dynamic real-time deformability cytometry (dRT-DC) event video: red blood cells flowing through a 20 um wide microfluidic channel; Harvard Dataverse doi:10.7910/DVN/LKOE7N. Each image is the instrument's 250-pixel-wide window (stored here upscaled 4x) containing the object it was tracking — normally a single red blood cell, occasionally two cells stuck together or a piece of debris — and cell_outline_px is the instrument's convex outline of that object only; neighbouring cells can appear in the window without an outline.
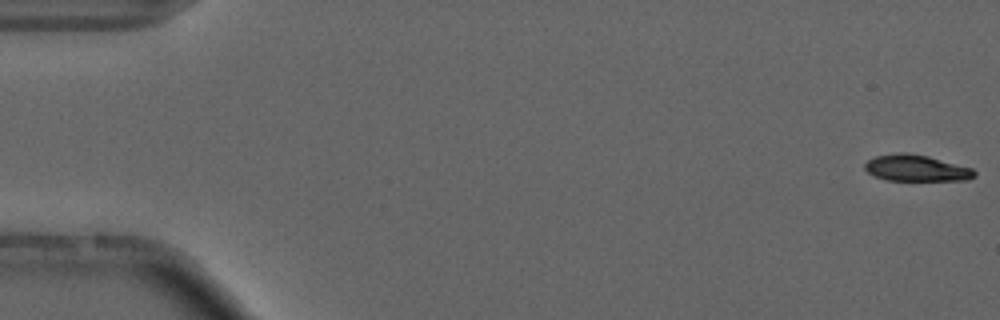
{"species": "common noctule bat (a hibernating species)", "species_latin": "Nyctalus noctula", "temperature_condition": "cold", "stored_images_in_passage": 55, "camera_frame_rate_fps": 3000, "um_per_image_px": 0.085, "animal": {"sex": "male", "forearm_length_mm": 52.5}, "frame": {"image": 1, "passage_image": 1, "time_ms": 0.0, "image_size_px": [1000, 320], "cell_outline_px": [[976, 176], [968, 180], [888, 180], [872, 176], [864, 168], [864, 164], [868, 160], [876, 156], [896, 152], [904, 152], [928, 156], [972, 168], [976, 172]], "centroid_in_image_um": [77.87, 14.29], "position_along_channel_um": 7.1, "area_um2": 16.88}}
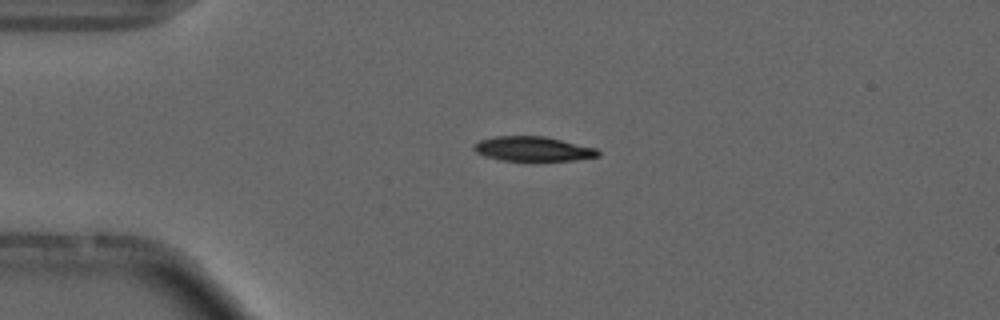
{"frame": {"image": 2, "passage_image": 13, "time_ms": 4.0, "image_size_px": [1000, 320], "cell_outline_px": [[600, 156], [572, 160], [500, 160], [484, 156], [476, 152], [472, 148], [472, 144], [480, 140], [496, 136], [544, 136], [596, 148], [600, 152]], "centroid_in_image_um": [45.26, 12.65], "position_along_channel_um": 39.7, "area_um2": 17.69}}
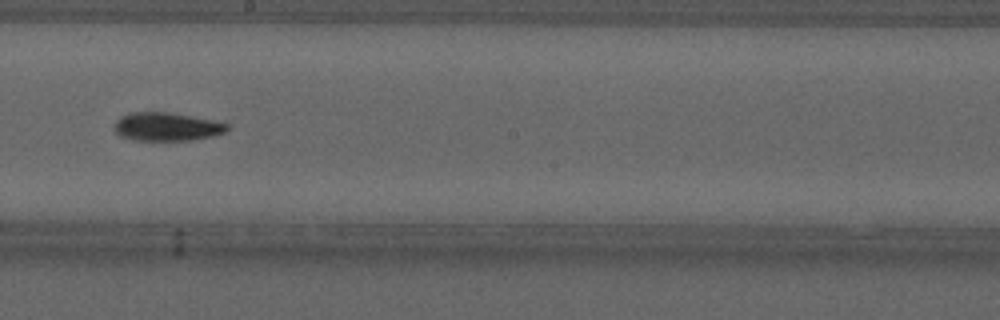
{"frame": {"image": 3, "passage_image": 31, "time_ms": 10.0, "image_size_px": [1000, 320], "cell_outline_px": [[228, 132], [212, 136], [192, 140], [132, 140], [120, 136], [116, 132], [116, 120], [120, 116], [132, 112], [168, 112], [228, 124]], "centroid_in_image_um": [14.15, 10.78], "position_along_channel_um": 234.1, "area_um2": 18.38}, "authors_computed_cell_mechanics": {"area_um2": 18.0336, "velocity_mm_per_s": 3.7214, "shape_relaxation_time_tau1_ms": 2.6045, "shape_relaxation_time_tau2_ms": 3.9157, "deformation_change_tau1": 0.1125, "deformation_change_tau2": 0.0956}}